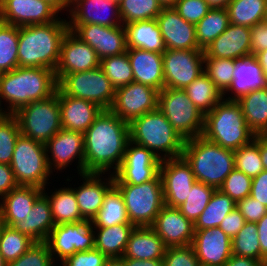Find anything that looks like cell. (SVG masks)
<instances>
[{
  "label": "cell",
  "instance_id": "obj_1",
  "mask_svg": "<svg viewBox=\"0 0 267 266\" xmlns=\"http://www.w3.org/2000/svg\"><path fill=\"white\" fill-rule=\"evenodd\" d=\"M129 141V124L111 110H102L84 133V173H114Z\"/></svg>",
  "mask_w": 267,
  "mask_h": 266
},
{
  "label": "cell",
  "instance_id": "obj_2",
  "mask_svg": "<svg viewBox=\"0 0 267 266\" xmlns=\"http://www.w3.org/2000/svg\"><path fill=\"white\" fill-rule=\"evenodd\" d=\"M55 71L43 67H17L0 74V107L8 103L5 114H14L31 102L41 101L56 93Z\"/></svg>",
  "mask_w": 267,
  "mask_h": 266
},
{
  "label": "cell",
  "instance_id": "obj_3",
  "mask_svg": "<svg viewBox=\"0 0 267 266\" xmlns=\"http://www.w3.org/2000/svg\"><path fill=\"white\" fill-rule=\"evenodd\" d=\"M68 30L64 18L47 24L19 27L18 67H43L55 71L61 43Z\"/></svg>",
  "mask_w": 267,
  "mask_h": 266
},
{
  "label": "cell",
  "instance_id": "obj_4",
  "mask_svg": "<svg viewBox=\"0 0 267 266\" xmlns=\"http://www.w3.org/2000/svg\"><path fill=\"white\" fill-rule=\"evenodd\" d=\"M182 157L191 166L194 177L215 189L235 168L234 151L223 148L203 136L187 139Z\"/></svg>",
  "mask_w": 267,
  "mask_h": 266
},
{
  "label": "cell",
  "instance_id": "obj_5",
  "mask_svg": "<svg viewBox=\"0 0 267 266\" xmlns=\"http://www.w3.org/2000/svg\"><path fill=\"white\" fill-rule=\"evenodd\" d=\"M201 136L235 151L254 139L255 134L248 128L239 103L223 97L211 112L204 115Z\"/></svg>",
  "mask_w": 267,
  "mask_h": 266
},
{
  "label": "cell",
  "instance_id": "obj_6",
  "mask_svg": "<svg viewBox=\"0 0 267 266\" xmlns=\"http://www.w3.org/2000/svg\"><path fill=\"white\" fill-rule=\"evenodd\" d=\"M129 130L130 141L146 147L161 160L182 157L185 140L159 109L134 119Z\"/></svg>",
  "mask_w": 267,
  "mask_h": 266
},
{
  "label": "cell",
  "instance_id": "obj_7",
  "mask_svg": "<svg viewBox=\"0 0 267 266\" xmlns=\"http://www.w3.org/2000/svg\"><path fill=\"white\" fill-rule=\"evenodd\" d=\"M46 146L26 136L19 135L10 163L18 186L44 189L52 171L47 161Z\"/></svg>",
  "mask_w": 267,
  "mask_h": 266
},
{
  "label": "cell",
  "instance_id": "obj_8",
  "mask_svg": "<svg viewBox=\"0 0 267 266\" xmlns=\"http://www.w3.org/2000/svg\"><path fill=\"white\" fill-rule=\"evenodd\" d=\"M13 115L18 120L21 135L46 144L62 129L58 88L49 98L31 102Z\"/></svg>",
  "mask_w": 267,
  "mask_h": 266
},
{
  "label": "cell",
  "instance_id": "obj_9",
  "mask_svg": "<svg viewBox=\"0 0 267 266\" xmlns=\"http://www.w3.org/2000/svg\"><path fill=\"white\" fill-rule=\"evenodd\" d=\"M157 109L184 140L202 135L204 114L191 102L183 89L164 87L158 92Z\"/></svg>",
  "mask_w": 267,
  "mask_h": 266
},
{
  "label": "cell",
  "instance_id": "obj_10",
  "mask_svg": "<svg viewBox=\"0 0 267 266\" xmlns=\"http://www.w3.org/2000/svg\"><path fill=\"white\" fill-rule=\"evenodd\" d=\"M122 193L128 219L135 227H151L165 205L160 174L140 185H116Z\"/></svg>",
  "mask_w": 267,
  "mask_h": 266
},
{
  "label": "cell",
  "instance_id": "obj_11",
  "mask_svg": "<svg viewBox=\"0 0 267 266\" xmlns=\"http://www.w3.org/2000/svg\"><path fill=\"white\" fill-rule=\"evenodd\" d=\"M58 88L67 96L91 101L103 110H110L116 93L100 66L65 75L58 82Z\"/></svg>",
  "mask_w": 267,
  "mask_h": 266
},
{
  "label": "cell",
  "instance_id": "obj_12",
  "mask_svg": "<svg viewBox=\"0 0 267 266\" xmlns=\"http://www.w3.org/2000/svg\"><path fill=\"white\" fill-rule=\"evenodd\" d=\"M45 243L54 262L57 260L63 262L76 252L89 251L95 248L93 225L86 220L55 225Z\"/></svg>",
  "mask_w": 267,
  "mask_h": 266
},
{
  "label": "cell",
  "instance_id": "obj_13",
  "mask_svg": "<svg viewBox=\"0 0 267 266\" xmlns=\"http://www.w3.org/2000/svg\"><path fill=\"white\" fill-rule=\"evenodd\" d=\"M161 159L146 147L128 142L123 161L113 173L115 185H140L160 174Z\"/></svg>",
  "mask_w": 267,
  "mask_h": 266
},
{
  "label": "cell",
  "instance_id": "obj_14",
  "mask_svg": "<svg viewBox=\"0 0 267 266\" xmlns=\"http://www.w3.org/2000/svg\"><path fill=\"white\" fill-rule=\"evenodd\" d=\"M164 87L184 89L204 70V50L166 49L163 53Z\"/></svg>",
  "mask_w": 267,
  "mask_h": 266
},
{
  "label": "cell",
  "instance_id": "obj_15",
  "mask_svg": "<svg viewBox=\"0 0 267 266\" xmlns=\"http://www.w3.org/2000/svg\"><path fill=\"white\" fill-rule=\"evenodd\" d=\"M158 90L138 82L118 88L110 110L130 124L134 119L157 109Z\"/></svg>",
  "mask_w": 267,
  "mask_h": 266
},
{
  "label": "cell",
  "instance_id": "obj_16",
  "mask_svg": "<svg viewBox=\"0 0 267 266\" xmlns=\"http://www.w3.org/2000/svg\"><path fill=\"white\" fill-rule=\"evenodd\" d=\"M164 203L178 207L186 201L193 184L197 181L191 166L183 157L164 159L160 165Z\"/></svg>",
  "mask_w": 267,
  "mask_h": 266
},
{
  "label": "cell",
  "instance_id": "obj_17",
  "mask_svg": "<svg viewBox=\"0 0 267 266\" xmlns=\"http://www.w3.org/2000/svg\"><path fill=\"white\" fill-rule=\"evenodd\" d=\"M68 26L69 30L95 50L100 60L127 51L126 33L123 25L114 27L96 24Z\"/></svg>",
  "mask_w": 267,
  "mask_h": 266
},
{
  "label": "cell",
  "instance_id": "obj_18",
  "mask_svg": "<svg viewBox=\"0 0 267 266\" xmlns=\"http://www.w3.org/2000/svg\"><path fill=\"white\" fill-rule=\"evenodd\" d=\"M58 11L43 0H1L0 21L17 27L47 24L60 19Z\"/></svg>",
  "mask_w": 267,
  "mask_h": 266
},
{
  "label": "cell",
  "instance_id": "obj_19",
  "mask_svg": "<svg viewBox=\"0 0 267 266\" xmlns=\"http://www.w3.org/2000/svg\"><path fill=\"white\" fill-rule=\"evenodd\" d=\"M100 61L90 45L68 30L61 43L59 61L55 69L56 79L59 82L69 73L97 68L100 66Z\"/></svg>",
  "mask_w": 267,
  "mask_h": 266
},
{
  "label": "cell",
  "instance_id": "obj_20",
  "mask_svg": "<svg viewBox=\"0 0 267 266\" xmlns=\"http://www.w3.org/2000/svg\"><path fill=\"white\" fill-rule=\"evenodd\" d=\"M47 161L51 171H61L78 158V174H84V134L67 129L59 130L46 144ZM70 164V165H69ZM61 169V170H60Z\"/></svg>",
  "mask_w": 267,
  "mask_h": 266
},
{
  "label": "cell",
  "instance_id": "obj_21",
  "mask_svg": "<svg viewBox=\"0 0 267 266\" xmlns=\"http://www.w3.org/2000/svg\"><path fill=\"white\" fill-rule=\"evenodd\" d=\"M151 228L161 237L167 248L191 245L195 234L194 223L177 207L167 205L160 210Z\"/></svg>",
  "mask_w": 267,
  "mask_h": 266
},
{
  "label": "cell",
  "instance_id": "obj_22",
  "mask_svg": "<svg viewBox=\"0 0 267 266\" xmlns=\"http://www.w3.org/2000/svg\"><path fill=\"white\" fill-rule=\"evenodd\" d=\"M232 239L220 227L195 230L191 246L199 263L223 266L232 256Z\"/></svg>",
  "mask_w": 267,
  "mask_h": 266
},
{
  "label": "cell",
  "instance_id": "obj_23",
  "mask_svg": "<svg viewBox=\"0 0 267 266\" xmlns=\"http://www.w3.org/2000/svg\"><path fill=\"white\" fill-rule=\"evenodd\" d=\"M166 49H201L196 40L195 25L185 21L173 8H162L156 18Z\"/></svg>",
  "mask_w": 267,
  "mask_h": 266
},
{
  "label": "cell",
  "instance_id": "obj_24",
  "mask_svg": "<svg viewBox=\"0 0 267 266\" xmlns=\"http://www.w3.org/2000/svg\"><path fill=\"white\" fill-rule=\"evenodd\" d=\"M69 14L71 18L68 25H123L119 14V2L116 0H80L69 9Z\"/></svg>",
  "mask_w": 267,
  "mask_h": 266
},
{
  "label": "cell",
  "instance_id": "obj_25",
  "mask_svg": "<svg viewBox=\"0 0 267 266\" xmlns=\"http://www.w3.org/2000/svg\"><path fill=\"white\" fill-rule=\"evenodd\" d=\"M251 55V29L230 23L204 50V58L238 59Z\"/></svg>",
  "mask_w": 267,
  "mask_h": 266
},
{
  "label": "cell",
  "instance_id": "obj_26",
  "mask_svg": "<svg viewBox=\"0 0 267 266\" xmlns=\"http://www.w3.org/2000/svg\"><path fill=\"white\" fill-rule=\"evenodd\" d=\"M80 176L83 184L73 190L83 219L92 222L101 209L106 191L114 184V175L111 173L104 181L101 179L102 173H84Z\"/></svg>",
  "mask_w": 267,
  "mask_h": 266
},
{
  "label": "cell",
  "instance_id": "obj_27",
  "mask_svg": "<svg viewBox=\"0 0 267 266\" xmlns=\"http://www.w3.org/2000/svg\"><path fill=\"white\" fill-rule=\"evenodd\" d=\"M58 101L60 106L61 127L83 134L103 110L91 101L67 96L59 88Z\"/></svg>",
  "mask_w": 267,
  "mask_h": 266
},
{
  "label": "cell",
  "instance_id": "obj_28",
  "mask_svg": "<svg viewBox=\"0 0 267 266\" xmlns=\"http://www.w3.org/2000/svg\"><path fill=\"white\" fill-rule=\"evenodd\" d=\"M134 82L161 91L164 88L163 54L139 48H127Z\"/></svg>",
  "mask_w": 267,
  "mask_h": 266
},
{
  "label": "cell",
  "instance_id": "obj_29",
  "mask_svg": "<svg viewBox=\"0 0 267 266\" xmlns=\"http://www.w3.org/2000/svg\"><path fill=\"white\" fill-rule=\"evenodd\" d=\"M43 194L42 188L17 186L0 200V223L12 227L22 221L34 202Z\"/></svg>",
  "mask_w": 267,
  "mask_h": 266
},
{
  "label": "cell",
  "instance_id": "obj_30",
  "mask_svg": "<svg viewBox=\"0 0 267 266\" xmlns=\"http://www.w3.org/2000/svg\"><path fill=\"white\" fill-rule=\"evenodd\" d=\"M267 87V80L260 64L253 55L238 58L235 60L234 78L231 86L226 91H231L233 96L226 100L237 101L240 97L250 91L264 89Z\"/></svg>",
  "mask_w": 267,
  "mask_h": 266
},
{
  "label": "cell",
  "instance_id": "obj_31",
  "mask_svg": "<svg viewBox=\"0 0 267 266\" xmlns=\"http://www.w3.org/2000/svg\"><path fill=\"white\" fill-rule=\"evenodd\" d=\"M167 247L151 227H135L121 259L163 260Z\"/></svg>",
  "mask_w": 267,
  "mask_h": 266
},
{
  "label": "cell",
  "instance_id": "obj_32",
  "mask_svg": "<svg viewBox=\"0 0 267 266\" xmlns=\"http://www.w3.org/2000/svg\"><path fill=\"white\" fill-rule=\"evenodd\" d=\"M55 222L48 199L42 194L33 204L24 220L16 222L12 227L29 236L35 242H45L54 228Z\"/></svg>",
  "mask_w": 267,
  "mask_h": 266
},
{
  "label": "cell",
  "instance_id": "obj_33",
  "mask_svg": "<svg viewBox=\"0 0 267 266\" xmlns=\"http://www.w3.org/2000/svg\"><path fill=\"white\" fill-rule=\"evenodd\" d=\"M127 48H139L163 54L166 46L156 19L137 21L123 25Z\"/></svg>",
  "mask_w": 267,
  "mask_h": 266
},
{
  "label": "cell",
  "instance_id": "obj_34",
  "mask_svg": "<svg viewBox=\"0 0 267 266\" xmlns=\"http://www.w3.org/2000/svg\"><path fill=\"white\" fill-rule=\"evenodd\" d=\"M134 228L135 226L131 223L117 224L111 227H93V230L97 231H94L95 249L107 258H122Z\"/></svg>",
  "mask_w": 267,
  "mask_h": 266
},
{
  "label": "cell",
  "instance_id": "obj_35",
  "mask_svg": "<svg viewBox=\"0 0 267 266\" xmlns=\"http://www.w3.org/2000/svg\"><path fill=\"white\" fill-rule=\"evenodd\" d=\"M241 106L248 128L255 135L267 134V87L253 90L240 97Z\"/></svg>",
  "mask_w": 267,
  "mask_h": 266
},
{
  "label": "cell",
  "instance_id": "obj_36",
  "mask_svg": "<svg viewBox=\"0 0 267 266\" xmlns=\"http://www.w3.org/2000/svg\"><path fill=\"white\" fill-rule=\"evenodd\" d=\"M45 192L44 188L43 195L49 201L55 225L84 221L72 187L60 188L50 196Z\"/></svg>",
  "mask_w": 267,
  "mask_h": 266
},
{
  "label": "cell",
  "instance_id": "obj_37",
  "mask_svg": "<svg viewBox=\"0 0 267 266\" xmlns=\"http://www.w3.org/2000/svg\"><path fill=\"white\" fill-rule=\"evenodd\" d=\"M91 223L94 227L130 223L122 193L115 184L106 191L101 209Z\"/></svg>",
  "mask_w": 267,
  "mask_h": 266
},
{
  "label": "cell",
  "instance_id": "obj_38",
  "mask_svg": "<svg viewBox=\"0 0 267 266\" xmlns=\"http://www.w3.org/2000/svg\"><path fill=\"white\" fill-rule=\"evenodd\" d=\"M191 102L202 114L211 112L223 99V93L216 87L209 76L203 72L184 89Z\"/></svg>",
  "mask_w": 267,
  "mask_h": 266
},
{
  "label": "cell",
  "instance_id": "obj_39",
  "mask_svg": "<svg viewBox=\"0 0 267 266\" xmlns=\"http://www.w3.org/2000/svg\"><path fill=\"white\" fill-rule=\"evenodd\" d=\"M229 25L227 9H210L206 16L195 25L198 46L205 50Z\"/></svg>",
  "mask_w": 267,
  "mask_h": 266
},
{
  "label": "cell",
  "instance_id": "obj_40",
  "mask_svg": "<svg viewBox=\"0 0 267 266\" xmlns=\"http://www.w3.org/2000/svg\"><path fill=\"white\" fill-rule=\"evenodd\" d=\"M267 0H232L227 6L230 23L251 28L265 20Z\"/></svg>",
  "mask_w": 267,
  "mask_h": 266
},
{
  "label": "cell",
  "instance_id": "obj_41",
  "mask_svg": "<svg viewBox=\"0 0 267 266\" xmlns=\"http://www.w3.org/2000/svg\"><path fill=\"white\" fill-rule=\"evenodd\" d=\"M236 207V202L216 189L210 202L194 223L195 230L219 227L222 220Z\"/></svg>",
  "mask_w": 267,
  "mask_h": 266
},
{
  "label": "cell",
  "instance_id": "obj_42",
  "mask_svg": "<svg viewBox=\"0 0 267 266\" xmlns=\"http://www.w3.org/2000/svg\"><path fill=\"white\" fill-rule=\"evenodd\" d=\"M34 243L29 236L0 223V253L7 264L22 256Z\"/></svg>",
  "mask_w": 267,
  "mask_h": 266
},
{
  "label": "cell",
  "instance_id": "obj_43",
  "mask_svg": "<svg viewBox=\"0 0 267 266\" xmlns=\"http://www.w3.org/2000/svg\"><path fill=\"white\" fill-rule=\"evenodd\" d=\"M19 27L0 21V74L18 67Z\"/></svg>",
  "mask_w": 267,
  "mask_h": 266
},
{
  "label": "cell",
  "instance_id": "obj_44",
  "mask_svg": "<svg viewBox=\"0 0 267 266\" xmlns=\"http://www.w3.org/2000/svg\"><path fill=\"white\" fill-rule=\"evenodd\" d=\"M163 7L158 0H121L119 14L122 24L156 19Z\"/></svg>",
  "mask_w": 267,
  "mask_h": 266
},
{
  "label": "cell",
  "instance_id": "obj_45",
  "mask_svg": "<svg viewBox=\"0 0 267 266\" xmlns=\"http://www.w3.org/2000/svg\"><path fill=\"white\" fill-rule=\"evenodd\" d=\"M100 67L116 90L134 81L127 51L120 55L102 59L100 61Z\"/></svg>",
  "mask_w": 267,
  "mask_h": 266
},
{
  "label": "cell",
  "instance_id": "obj_46",
  "mask_svg": "<svg viewBox=\"0 0 267 266\" xmlns=\"http://www.w3.org/2000/svg\"><path fill=\"white\" fill-rule=\"evenodd\" d=\"M232 254L261 261V249L258 240L257 223L246 222L232 238Z\"/></svg>",
  "mask_w": 267,
  "mask_h": 266
},
{
  "label": "cell",
  "instance_id": "obj_47",
  "mask_svg": "<svg viewBox=\"0 0 267 266\" xmlns=\"http://www.w3.org/2000/svg\"><path fill=\"white\" fill-rule=\"evenodd\" d=\"M215 190L211 186L196 181L187 195L186 201L177 208L188 220L195 223L210 202Z\"/></svg>",
  "mask_w": 267,
  "mask_h": 266
},
{
  "label": "cell",
  "instance_id": "obj_48",
  "mask_svg": "<svg viewBox=\"0 0 267 266\" xmlns=\"http://www.w3.org/2000/svg\"><path fill=\"white\" fill-rule=\"evenodd\" d=\"M234 163L236 169L251 178L264 170L259 151V135L234 151Z\"/></svg>",
  "mask_w": 267,
  "mask_h": 266
},
{
  "label": "cell",
  "instance_id": "obj_49",
  "mask_svg": "<svg viewBox=\"0 0 267 266\" xmlns=\"http://www.w3.org/2000/svg\"><path fill=\"white\" fill-rule=\"evenodd\" d=\"M204 64L205 73L225 96L234 78L235 60L204 58Z\"/></svg>",
  "mask_w": 267,
  "mask_h": 266
},
{
  "label": "cell",
  "instance_id": "obj_50",
  "mask_svg": "<svg viewBox=\"0 0 267 266\" xmlns=\"http://www.w3.org/2000/svg\"><path fill=\"white\" fill-rule=\"evenodd\" d=\"M20 134L19 123L14 115L5 114L0 118V163L10 165Z\"/></svg>",
  "mask_w": 267,
  "mask_h": 266
},
{
  "label": "cell",
  "instance_id": "obj_51",
  "mask_svg": "<svg viewBox=\"0 0 267 266\" xmlns=\"http://www.w3.org/2000/svg\"><path fill=\"white\" fill-rule=\"evenodd\" d=\"M251 184V177L234 168L224 179V182L220 186L219 190L237 203L239 200L250 196Z\"/></svg>",
  "mask_w": 267,
  "mask_h": 266
},
{
  "label": "cell",
  "instance_id": "obj_52",
  "mask_svg": "<svg viewBox=\"0 0 267 266\" xmlns=\"http://www.w3.org/2000/svg\"><path fill=\"white\" fill-rule=\"evenodd\" d=\"M45 242H35L22 256L7 266H55Z\"/></svg>",
  "mask_w": 267,
  "mask_h": 266
},
{
  "label": "cell",
  "instance_id": "obj_53",
  "mask_svg": "<svg viewBox=\"0 0 267 266\" xmlns=\"http://www.w3.org/2000/svg\"><path fill=\"white\" fill-rule=\"evenodd\" d=\"M173 8L185 21L194 25L211 9L205 0H179Z\"/></svg>",
  "mask_w": 267,
  "mask_h": 266
},
{
  "label": "cell",
  "instance_id": "obj_54",
  "mask_svg": "<svg viewBox=\"0 0 267 266\" xmlns=\"http://www.w3.org/2000/svg\"><path fill=\"white\" fill-rule=\"evenodd\" d=\"M164 266H199L191 245L168 247L163 257Z\"/></svg>",
  "mask_w": 267,
  "mask_h": 266
},
{
  "label": "cell",
  "instance_id": "obj_55",
  "mask_svg": "<svg viewBox=\"0 0 267 266\" xmlns=\"http://www.w3.org/2000/svg\"><path fill=\"white\" fill-rule=\"evenodd\" d=\"M108 258L97 249L76 252L66 258L62 266H103Z\"/></svg>",
  "mask_w": 267,
  "mask_h": 266
},
{
  "label": "cell",
  "instance_id": "obj_56",
  "mask_svg": "<svg viewBox=\"0 0 267 266\" xmlns=\"http://www.w3.org/2000/svg\"><path fill=\"white\" fill-rule=\"evenodd\" d=\"M236 207L244 216L246 222L257 223L267 213V207L251 196L239 200Z\"/></svg>",
  "mask_w": 267,
  "mask_h": 266
},
{
  "label": "cell",
  "instance_id": "obj_57",
  "mask_svg": "<svg viewBox=\"0 0 267 266\" xmlns=\"http://www.w3.org/2000/svg\"><path fill=\"white\" fill-rule=\"evenodd\" d=\"M246 223L244 216L235 207L226 217L222 220L219 227L225 232L231 239L237 235Z\"/></svg>",
  "mask_w": 267,
  "mask_h": 266
},
{
  "label": "cell",
  "instance_id": "obj_58",
  "mask_svg": "<svg viewBox=\"0 0 267 266\" xmlns=\"http://www.w3.org/2000/svg\"><path fill=\"white\" fill-rule=\"evenodd\" d=\"M251 55L267 49V26L264 23L256 24L251 28Z\"/></svg>",
  "mask_w": 267,
  "mask_h": 266
},
{
  "label": "cell",
  "instance_id": "obj_59",
  "mask_svg": "<svg viewBox=\"0 0 267 266\" xmlns=\"http://www.w3.org/2000/svg\"><path fill=\"white\" fill-rule=\"evenodd\" d=\"M250 196L267 207V171L263 170L252 178Z\"/></svg>",
  "mask_w": 267,
  "mask_h": 266
},
{
  "label": "cell",
  "instance_id": "obj_60",
  "mask_svg": "<svg viewBox=\"0 0 267 266\" xmlns=\"http://www.w3.org/2000/svg\"><path fill=\"white\" fill-rule=\"evenodd\" d=\"M18 186L8 164L0 163V199Z\"/></svg>",
  "mask_w": 267,
  "mask_h": 266
},
{
  "label": "cell",
  "instance_id": "obj_61",
  "mask_svg": "<svg viewBox=\"0 0 267 266\" xmlns=\"http://www.w3.org/2000/svg\"><path fill=\"white\" fill-rule=\"evenodd\" d=\"M258 240L261 249V262H267V213L257 222Z\"/></svg>",
  "mask_w": 267,
  "mask_h": 266
},
{
  "label": "cell",
  "instance_id": "obj_62",
  "mask_svg": "<svg viewBox=\"0 0 267 266\" xmlns=\"http://www.w3.org/2000/svg\"><path fill=\"white\" fill-rule=\"evenodd\" d=\"M263 265L264 264L259 260L232 254L230 259L223 266H263Z\"/></svg>",
  "mask_w": 267,
  "mask_h": 266
},
{
  "label": "cell",
  "instance_id": "obj_63",
  "mask_svg": "<svg viewBox=\"0 0 267 266\" xmlns=\"http://www.w3.org/2000/svg\"><path fill=\"white\" fill-rule=\"evenodd\" d=\"M126 266H164L163 260L122 259Z\"/></svg>",
  "mask_w": 267,
  "mask_h": 266
},
{
  "label": "cell",
  "instance_id": "obj_64",
  "mask_svg": "<svg viewBox=\"0 0 267 266\" xmlns=\"http://www.w3.org/2000/svg\"><path fill=\"white\" fill-rule=\"evenodd\" d=\"M259 151L263 168L267 171V135H259Z\"/></svg>",
  "mask_w": 267,
  "mask_h": 266
},
{
  "label": "cell",
  "instance_id": "obj_65",
  "mask_svg": "<svg viewBox=\"0 0 267 266\" xmlns=\"http://www.w3.org/2000/svg\"><path fill=\"white\" fill-rule=\"evenodd\" d=\"M260 64L267 80V49L253 55Z\"/></svg>",
  "mask_w": 267,
  "mask_h": 266
},
{
  "label": "cell",
  "instance_id": "obj_66",
  "mask_svg": "<svg viewBox=\"0 0 267 266\" xmlns=\"http://www.w3.org/2000/svg\"><path fill=\"white\" fill-rule=\"evenodd\" d=\"M211 9L223 8L226 9L232 0H205Z\"/></svg>",
  "mask_w": 267,
  "mask_h": 266
},
{
  "label": "cell",
  "instance_id": "obj_67",
  "mask_svg": "<svg viewBox=\"0 0 267 266\" xmlns=\"http://www.w3.org/2000/svg\"><path fill=\"white\" fill-rule=\"evenodd\" d=\"M53 6L58 12L65 9V0H43Z\"/></svg>",
  "mask_w": 267,
  "mask_h": 266
},
{
  "label": "cell",
  "instance_id": "obj_68",
  "mask_svg": "<svg viewBox=\"0 0 267 266\" xmlns=\"http://www.w3.org/2000/svg\"><path fill=\"white\" fill-rule=\"evenodd\" d=\"M103 266H126L121 258H108Z\"/></svg>",
  "mask_w": 267,
  "mask_h": 266
},
{
  "label": "cell",
  "instance_id": "obj_69",
  "mask_svg": "<svg viewBox=\"0 0 267 266\" xmlns=\"http://www.w3.org/2000/svg\"><path fill=\"white\" fill-rule=\"evenodd\" d=\"M179 0H158L163 8L174 7Z\"/></svg>",
  "mask_w": 267,
  "mask_h": 266
},
{
  "label": "cell",
  "instance_id": "obj_70",
  "mask_svg": "<svg viewBox=\"0 0 267 266\" xmlns=\"http://www.w3.org/2000/svg\"><path fill=\"white\" fill-rule=\"evenodd\" d=\"M80 0H65V11L74 6Z\"/></svg>",
  "mask_w": 267,
  "mask_h": 266
},
{
  "label": "cell",
  "instance_id": "obj_71",
  "mask_svg": "<svg viewBox=\"0 0 267 266\" xmlns=\"http://www.w3.org/2000/svg\"><path fill=\"white\" fill-rule=\"evenodd\" d=\"M0 266H7V263L4 261L1 253H0Z\"/></svg>",
  "mask_w": 267,
  "mask_h": 266
},
{
  "label": "cell",
  "instance_id": "obj_72",
  "mask_svg": "<svg viewBox=\"0 0 267 266\" xmlns=\"http://www.w3.org/2000/svg\"><path fill=\"white\" fill-rule=\"evenodd\" d=\"M5 108L3 110V108L0 107V118H2L5 115Z\"/></svg>",
  "mask_w": 267,
  "mask_h": 266
},
{
  "label": "cell",
  "instance_id": "obj_73",
  "mask_svg": "<svg viewBox=\"0 0 267 266\" xmlns=\"http://www.w3.org/2000/svg\"><path fill=\"white\" fill-rule=\"evenodd\" d=\"M199 266H214V265L200 263Z\"/></svg>",
  "mask_w": 267,
  "mask_h": 266
},
{
  "label": "cell",
  "instance_id": "obj_74",
  "mask_svg": "<svg viewBox=\"0 0 267 266\" xmlns=\"http://www.w3.org/2000/svg\"><path fill=\"white\" fill-rule=\"evenodd\" d=\"M265 20H267V1H266V12H265Z\"/></svg>",
  "mask_w": 267,
  "mask_h": 266
},
{
  "label": "cell",
  "instance_id": "obj_75",
  "mask_svg": "<svg viewBox=\"0 0 267 266\" xmlns=\"http://www.w3.org/2000/svg\"><path fill=\"white\" fill-rule=\"evenodd\" d=\"M266 26H267V20H264V22H263Z\"/></svg>",
  "mask_w": 267,
  "mask_h": 266
}]
</instances>
